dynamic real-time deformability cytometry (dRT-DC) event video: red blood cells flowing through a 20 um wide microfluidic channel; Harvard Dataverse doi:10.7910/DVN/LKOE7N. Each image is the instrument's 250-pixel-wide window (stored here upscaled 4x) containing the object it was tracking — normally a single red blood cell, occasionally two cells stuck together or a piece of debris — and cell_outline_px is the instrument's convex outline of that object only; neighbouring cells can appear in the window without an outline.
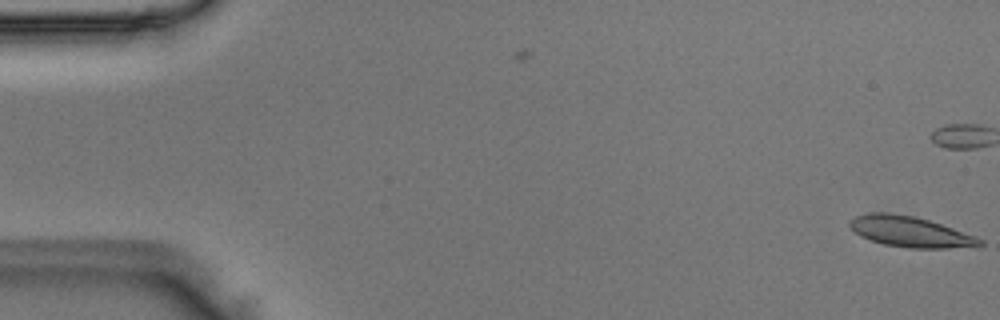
{"species": "Egyptian fruit bat (a non-hibernating species)", "species_latin": "Rousettus aegyptiacus", "temperature_condition": "room temperature", "stored_images_in_passage": 3, "camera_frame_rate_fps": 3000, "um_per_image_px": 0.085, "animal": {"sex": "male"}, "frame": {"image": 1, "passage_image": 3, "time_ms": 0.667, "image_size_px": [1000, 320], "cell_outline_px": [[984, 244], [948, 248], [908, 248], [884, 244], [860, 236], [848, 224], [848, 220], [856, 216], [872, 212], [884, 212], [912, 216], [928, 220], [976, 236], [984, 240]], "centroid_in_image_um": [77.34, 19.69], "position_along_channel_um": 7.7, "area_um2": 22.83}}